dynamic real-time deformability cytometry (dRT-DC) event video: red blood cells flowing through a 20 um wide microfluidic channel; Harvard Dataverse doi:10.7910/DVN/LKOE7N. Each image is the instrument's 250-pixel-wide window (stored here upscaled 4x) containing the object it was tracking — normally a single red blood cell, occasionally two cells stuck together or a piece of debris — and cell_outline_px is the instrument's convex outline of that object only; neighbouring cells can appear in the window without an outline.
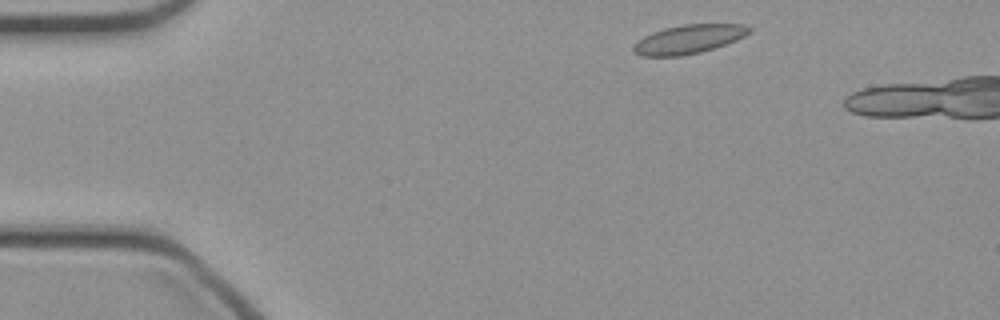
{"species": "common noctule bat (a hibernating species)", "species_latin": "Nyctalus noctula", "temperature_condition": "cold", "stored_images_in_passage": 9, "camera_frame_rate_fps": 3000, "um_per_image_px": 0.085, "animal": {"sex": "female", "body_mass_g": 21.9}, "frame": {"image": 1, "passage_image": 3, "time_ms": 0.667, "image_size_px": [1000, 320], "cell_outline_px": [[752, 28], [744, 36], [736, 40], [700, 52], [680, 56], [640, 56], [632, 48], [632, 44], [644, 36], [652, 32], [664, 28], [684, 24], [744, 24]], "centroid_in_image_um": [58.5, 3.32], "position_along_channel_um": 26.5, "area_um2": 19.31}}